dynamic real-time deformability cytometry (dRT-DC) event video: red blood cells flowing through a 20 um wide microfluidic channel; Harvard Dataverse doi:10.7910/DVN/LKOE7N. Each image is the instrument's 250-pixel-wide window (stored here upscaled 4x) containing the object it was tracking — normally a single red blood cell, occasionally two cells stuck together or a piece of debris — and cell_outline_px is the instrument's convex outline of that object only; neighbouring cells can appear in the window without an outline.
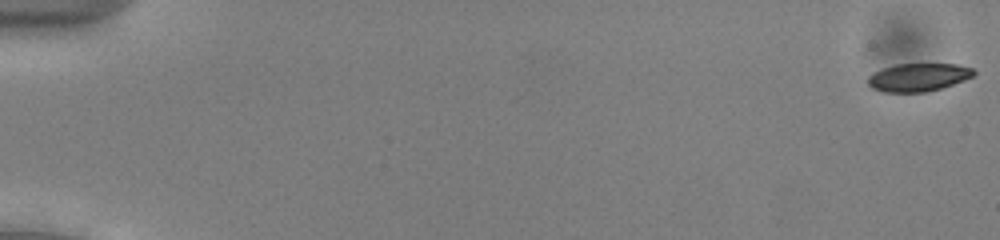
{"species": "common noctule bat (a hibernating species)", "species_latin": "Nyctalus noctula", "temperature_condition": "cold", "stored_images_in_passage": 52, "camera_frame_rate_fps": 3000, "um_per_image_px": 0.085, "animal": {"sex": "male", "body_mass_g": 13.0, "forearm_length_mm": 53.1}, "frame": {"image": 1, "passage_image": 1, "time_ms": 0.0, "image_size_px": [1000, 240], "cell_outline_px": [[976, 72], [972, 76], [964, 80], [940, 88], [924, 92], [884, 92], [872, 88], [868, 84], [868, 76], [884, 68], [896, 64], [956, 64], [972, 68]], "centroid_in_image_um": [78.05, 6.57], "position_along_channel_um": 7.0, "area_um2": 17.05}}
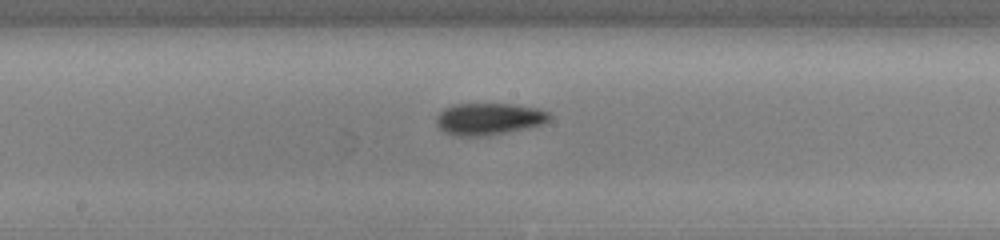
{"frame": {"image": 2, "passage_image": 30, "time_ms": 9.667, "image_size_px": [1000, 240], "cell_outline_px": [[552, 116], [548, 120], [540, 124], [524, 128], [484, 136], [456, 136], [444, 132], [436, 124], [436, 116], [444, 108], [452, 104], [516, 104], [536, 108], [548, 112]], "centroid_in_image_um": [41.5, 10.1], "position_along_channel_um": 206.7, "area_um2": 20.87}}
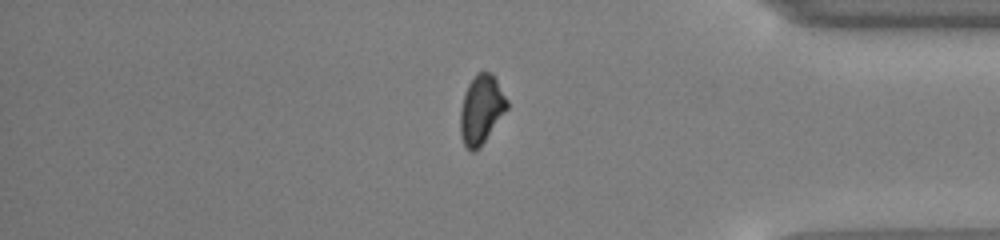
{"frame": {"image": 3, "passage_image": 46, "time_ms": 15.0, "image_size_px": [1000, 240], "cell_outline_px": [[508, 108], [476, 152], [472, 152], [464, 144], [460, 136], [460, 108], [464, 92], [468, 84], [476, 72], [492, 72], [508, 100]], "centroid_in_image_um": [40.89, 9.29], "position_along_channel_um": 394.3, "area_um2": 18.84}}